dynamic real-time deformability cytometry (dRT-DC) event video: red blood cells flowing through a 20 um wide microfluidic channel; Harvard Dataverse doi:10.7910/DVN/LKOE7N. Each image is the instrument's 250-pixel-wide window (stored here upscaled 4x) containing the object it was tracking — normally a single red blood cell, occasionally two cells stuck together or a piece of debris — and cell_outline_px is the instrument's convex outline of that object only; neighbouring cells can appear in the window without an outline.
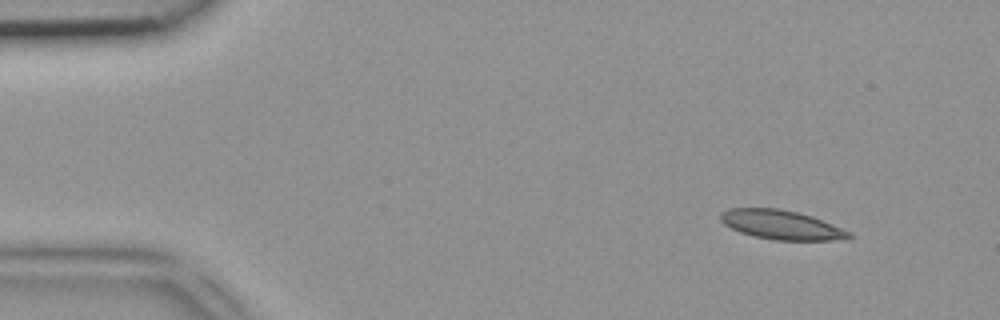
{"species": "common noctule bat (a hibernating species)", "species_latin": "Nyctalus noctula", "temperature_condition": "room temperature", "stored_images_in_passage": 5, "camera_frame_rate_fps": 3000, "um_per_image_px": 0.085, "animal": {"sex": "female", "body_mass_g": 18.4}, "frame": {"image": 1, "passage_image": 1, "time_ms": 0.0, "image_size_px": [1000, 320], "cell_outline_px": [[856, 236], [848, 240], [772, 240], [752, 236], [740, 232], [724, 224], [720, 220], [720, 212], [728, 208], [780, 208], [812, 216], [852, 232]], "centroid_in_image_um": [66.46, 19.12], "position_along_channel_um": 18.5, "area_um2": 22.2}}